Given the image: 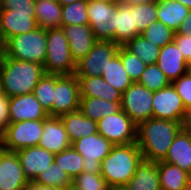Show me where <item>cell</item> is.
Here are the masks:
<instances>
[{"mask_svg":"<svg viewBox=\"0 0 191 190\" xmlns=\"http://www.w3.org/2000/svg\"><path fill=\"white\" fill-rule=\"evenodd\" d=\"M33 95L37 98L38 102L48 113L53 106L54 75L44 74L35 86Z\"/></svg>","mask_w":191,"mask_h":190,"instance_id":"cell-37","label":"cell"},{"mask_svg":"<svg viewBox=\"0 0 191 190\" xmlns=\"http://www.w3.org/2000/svg\"><path fill=\"white\" fill-rule=\"evenodd\" d=\"M75 1H79V0H58L59 4H60L61 6H64V5L73 3V2H75Z\"/></svg>","mask_w":191,"mask_h":190,"instance_id":"cell-52","label":"cell"},{"mask_svg":"<svg viewBox=\"0 0 191 190\" xmlns=\"http://www.w3.org/2000/svg\"><path fill=\"white\" fill-rule=\"evenodd\" d=\"M42 133L43 120L9 122L0 135V147L15 152L25 147L37 146Z\"/></svg>","mask_w":191,"mask_h":190,"instance_id":"cell-6","label":"cell"},{"mask_svg":"<svg viewBox=\"0 0 191 190\" xmlns=\"http://www.w3.org/2000/svg\"><path fill=\"white\" fill-rule=\"evenodd\" d=\"M153 118L182 121L185 107L172 84L153 92Z\"/></svg>","mask_w":191,"mask_h":190,"instance_id":"cell-13","label":"cell"},{"mask_svg":"<svg viewBox=\"0 0 191 190\" xmlns=\"http://www.w3.org/2000/svg\"><path fill=\"white\" fill-rule=\"evenodd\" d=\"M189 8L175 0L157 1V18L168 28L177 32L180 24L189 13Z\"/></svg>","mask_w":191,"mask_h":190,"instance_id":"cell-27","label":"cell"},{"mask_svg":"<svg viewBox=\"0 0 191 190\" xmlns=\"http://www.w3.org/2000/svg\"><path fill=\"white\" fill-rule=\"evenodd\" d=\"M156 64L164 72L170 83L189 72V63L185 60L174 41L160 49Z\"/></svg>","mask_w":191,"mask_h":190,"instance_id":"cell-20","label":"cell"},{"mask_svg":"<svg viewBox=\"0 0 191 190\" xmlns=\"http://www.w3.org/2000/svg\"><path fill=\"white\" fill-rule=\"evenodd\" d=\"M99 2H104V3H119L120 0H95Z\"/></svg>","mask_w":191,"mask_h":190,"instance_id":"cell-54","label":"cell"},{"mask_svg":"<svg viewBox=\"0 0 191 190\" xmlns=\"http://www.w3.org/2000/svg\"><path fill=\"white\" fill-rule=\"evenodd\" d=\"M38 146L54 154L71 147V142L60 117L48 116L43 120V133Z\"/></svg>","mask_w":191,"mask_h":190,"instance_id":"cell-18","label":"cell"},{"mask_svg":"<svg viewBox=\"0 0 191 190\" xmlns=\"http://www.w3.org/2000/svg\"><path fill=\"white\" fill-rule=\"evenodd\" d=\"M181 130V123L172 120L150 118L137 125L136 144L143 159L152 162L163 161L175 136Z\"/></svg>","mask_w":191,"mask_h":190,"instance_id":"cell-1","label":"cell"},{"mask_svg":"<svg viewBox=\"0 0 191 190\" xmlns=\"http://www.w3.org/2000/svg\"><path fill=\"white\" fill-rule=\"evenodd\" d=\"M76 77L79 81L80 97H94L111 102H121L122 93L108 84L101 75Z\"/></svg>","mask_w":191,"mask_h":190,"instance_id":"cell-21","label":"cell"},{"mask_svg":"<svg viewBox=\"0 0 191 190\" xmlns=\"http://www.w3.org/2000/svg\"><path fill=\"white\" fill-rule=\"evenodd\" d=\"M63 190H81V189L77 185H75L73 182H71Z\"/></svg>","mask_w":191,"mask_h":190,"instance_id":"cell-50","label":"cell"},{"mask_svg":"<svg viewBox=\"0 0 191 190\" xmlns=\"http://www.w3.org/2000/svg\"><path fill=\"white\" fill-rule=\"evenodd\" d=\"M88 0H79L62 6L61 25H89Z\"/></svg>","mask_w":191,"mask_h":190,"instance_id":"cell-33","label":"cell"},{"mask_svg":"<svg viewBox=\"0 0 191 190\" xmlns=\"http://www.w3.org/2000/svg\"><path fill=\"white\" fill-rule=\"evenodd\" d=\"M35 183L45 187H55L64 189L72 182L70 176L62 170L55 162L34 180Z\"/></svg>","mask_w":191,"mask_h":190,"instance_id":"cell-34","label":"cell"},{"mask_svg":"<svg viewBox=\"0 0 191 190\" xmlns=\"http://www.w3.org/2000/svg\"><path fill=\"white\" fill-rule=\"evenodd\" d=\"M161 190H188L191 188V174L180 167L164 161L156 162Z\"/></svg>","mask_w":191,"mask_h":190,"instance_id":"cell-24","label":"cell"},{"mask_svg":"<svg viewBox=\"0 0 191 190\" xmlns=\"http://www.w3.org/2000/svg\"><path fill=\"white\" fill-rule=\"evenodd\" d=\"M175 34L191 35V9Z\"/></svg>","mask_w":191,"mask_h":190,"instance_id":"cell-45","label":"cell"},{"mask_svg":"<svg viewBox=\"0 0 191 190\" xmlns=\"http://www.w3.org/2000/svg\"><path fill=\"white\" fill-rule=\"evenodd\" d=\"M117 3L88 0L89 26L96 40L115 42Z\"/></svg>","mask_w":191,"mask_h":190,"instance_id":"cell-12","label":"cell"},{"mask_svg":"<svg viewBox=\"0 0 191 190\" xmlns=\"http://www.w3.org/2000/svg\"><path fill=\"white\" fill-rule=\"evenodd\" d=\"M140 35L152 42L153 45L162 48L174 40L175 32L157 20L147 26Z\"/></svg>","mask_w":191,"mask_h":190,"instance_id":"cell-36","label":"cell"},{"mask_svg":"<svg viewBox=\"0 0 191 190\" xmlns=\"http://www.w3.org/2000/svg\"><path fill=\"white\" fill-rule=\"evenodd\" d=\"M9 122L44 120L49 115L33 93L9 98Z\"/></svg>","mask_w":191,"mask_h":190,"instance_id":"cell-17","label":"cell"},{"mask_svg":"<svg viewBox=\"0 0 191 190\" xmlns=\"http://www.w3.org/2000/svg\"><path fill=\"white\" fill-rule=\"evenodd\" d=\"M166 163L180 167L191 174V132L180 130L175 136L165 159Z\"/></svg>","mask_w":191,"mask_h":190,"instance_id":"cell-22","label":"cell"},{"mask_svg":"<svg viewBox=\"0 0 191 190\" xmlns=\"http://www.w3.org/2000/svg\"><path fill=\"white\" fill-rule=\"evenodd\" d=\"M24 190H54V187H45L34 181H29Z\"/></svg>","mask_w":191,"mask_h":190,"instance_id":"cell-47","label":"cell"},{"mask_svg":"<svg viewBox=\"0 0 191 190\" xmlns=\"http://www.w3.org/2000/svg\"><path fill=\"white\" fill-rule=\"evenodd\" d=\"M9 97L0 91V135L9 124Z\"/></svg>","mask_w":191,"mask_h":190,"instance_id":"cell-44","label":"cell"},{"mask_svg":"<svg viewBox=\"0 0 191 190\" xmlns=\"http://www.w3.org/2000/svg\"><path fill=\"white\" fill-rule=\"evenodd\" d=\"M131 11H134V26L139 33L158 20L157 3L134 5Z\"/></svg>","mask_w":191,"mask_h":190,"instance_id":"cell-38","label":"cell"},{"mask_svg":"<svg viewBox=\"0 0 191 190\" xmlns=\"http://www.w3.org/2000/svg\"><path fill=\"white\" fill-rule=\"evenodd\" d=\"M175 1H178L182 3L184 6H186L187 8L191 9V0H175Z\"/></svg>","mask_w":191,"mask_h":190,"instance_id":"cell-51","label":"cell"},{"mask_svg":"<svg viewBox=\"0 0 191 190\" xmlns=\"http://www.w3.org/2000/svg\"><path fill=\"white\" fill-rule=\"evenodd\" d=\"M103 79L122 94L133 83L124 69L121 58L116 54L101 74Z\"/></svg>","mask_w":191,"mask_h":190,"instance_id":"cell-30","label":"cell"},{"mask_svg":"<svg viewBox=\"0 0 191 190\" xmlns=\"http://www.w3.org/2000/svg\"><path fill=\"white\" fill-rule=\"evenodd\" d=\"M181 97L184 107L191 105V73L181 75L171 83Z\"/></svg>","mask_w":191,"mask_h":190,"instance_id":"cell-41","label":"cell"},{"mask_svg":"<svg viewBox=\"0 0 191 190\" xmlns=\"http://www.w3.org/2000/svg\"><path fill=\"white\" fill-rule=\"evenodd\" d=\"M138 35L140 33L134 26V11H131V6L122 2L117 3L115 43L123 46Z\"/></svg>","mask_w":191,"mask_h":190,"instance_id":"cell-26","label":"cell"},{"mask_svg":"<svg viewBox=\"0 0 191 190\" xmlns=\"http://www.w3.org/2000/svg\"><path fill=\"white\" fill-rule=\"evenodd\" d=\"M181 129L191 132V105L185 107L184 115L181 121Z\"/></svg>","mask_w":191,"mask_h":190,"instance_id":"cell-46","label":"cell"},{"mask_svg":"<svg viewBox=\"0 0 191 190\" xmlns=\"http://www.w3.org/2000/svg\"><path fill=\"white\" fill-rule=\"evenodd\" d=\"M189 72L191 73V63L189 64Z\"/></svg>","mask_w":191,"mask_h":190,"instance_id":"cell-55","label":"cell"},{"mask_svg":"<svg viewBox=\"0 0 191 190\" xmlns=\"http://www.w3.org/2000/svg\"><path fill=\"white\" fill-rule=\"evenodd\" d=\"M44 74V67L38 63L4 56L0 62V91L9 98L33 93Z\"/></svg>","mask_w":191,"mask_h":190,"instance_id":"cell-2","label":"cell"},{"mask_svg":"<svg viewBox=\"0 0 191 190\" xmlns=\"http://www.w3.org/2000/svg\"><path fill=\"white\" fill-rule=\"evenodd\" d=\"M38 27L35 10L0 11V36L3 42L16 35L33 31Z\"/></svg>","mask_w":191,"mask_h":190,"instance_id":"cell-14","label":"cell"},{"mask_svg":"<svg viewBox=\"0 0 191 190\" xmlns=\"http://www.w3.org/2000/svg\"><path fill=\"white\" fill-rule=\"evenodd\" d=\"M46 60L44 63L45 74L72 75L75 73L76 64L68 40L62 28L46 29Z\"/></svg>","mask_w":191,"mask_h":190,"instance_id":"cell-5","label":"cell"},{"mask_svg":"<svg viewBox=\"0 0 191 190\" xmlns=\"http://www.w3.org/2000/svg\"><path fill=\"white\" fill-rule=\"evenodd\" d=\"M15 152L23 168V174L28 181H34L42 171L54 162L55 154L38 145L25 147Z\"/></svg>","mask_w":191,"mask_h":190,"instance_id":"cell-16","label":"cell"},{"mask_svg":"<svg viewBox=\"0 0 191 190\" xmlns=\"http://www.w3.org/2000/svg\"><path fill=\"white\" fill-rule=\"evenodd\" d=\"M158 0H120V2L134 6L139 4H149V3H157Z\"/></svg>","mask_w":191,"mask_h":190,"instance_id":"cell-48","label":"cell"},{"mask_svg":"<svg viewBox=\"0 0 191 190\" xmlns=\"http://www.w3.org/2000/svg\"><path fill=\"white\" fill-rule=\"evenodd\" d=\"M46 29L38 27L33 31L16 35L4 42V56L44 66L46 60Z\"/></svg>","mask_w":191,"mask_h":190,"instance_id":"cell-4","label":"cell"},{"mask_svg":"<svg viewBox=\"0 0 191 190\" xmlns=\"http://www.w3.org/2000/svg\"><path fill=\"white\" fill-rule=\"evenodd\" d=\"M28 182L16 152L0 147V190H24Z\"/></svg>","mask_w":191,"mask_h":190,"instance_id":"cell-15","label":"cell"},{"mask_svg":"<svg viewBox=\"0 0 191 190\" xmlns=\"http://www.w3.org/2000/svg\"><path fill=\"white\" fill-rule=\"evenodd\" d=\"M79 110L87 118L98 122L109 114L121 111L122 107L121 102H111L94 97H81Z\"/></svg>","mask_w":191,"mask_h":190,"instance_id":"cell-28","label":"cell"},{"mask_svg":"<svg viewBox=\"0 0 191 190\" xmlns=\"http://www.w3.org/2000/svg\"><path fill=\"white\" fill-rule=\"evenodd\" d=\"M60 119L71 143L81 137L98 133L97 122L84 116L80 110L65 113Z\"/></svg>","mask_w":191,"mask_h":190,"instance_id":"cell-23","label":"cell"},{"mask_svg":"<svg viewBox=\"0 0 191 190\" xmlns=\"http://www.w3.org/2000/svg\"><path fill=\"white\" fill-rule=\"evenodd\" d=\"M185 60L191 63V35L175 34L174 40Z\"/></svg>","mask_w":191,"mask_h":190,"instance_id":"cell-43","label":"cell"},{"mask_svg":"<svg viewBox=\"0 0 191 190\" xmlns=\"http://www.w3.org/2000/svg\"><path fill=\"white\" fill-rule=\"evenodd\" d=\"M123 47L131 54L139 57L147 65L156 63L161 49L141 35L135 36L125 43Z\"/></svg>","mask_w":191,"mask_h":190,"instance_id":"cell-31","label":"cell"},{"mask_svg":"<svg viewBox=\"0 0 191 190\" xmlns=\"http://www.w3.org/2000/svg\"><path fill=\"white\" fill-rule=\"evenodd\" d=\"M153 92L137 82L132 83L122 94V110L138 125L153 118Z\"/></svg>","mask_w":191,"mask_h":190,"instance_id":"cell-11","label":"cell"},{"mask_svg":"<svg viewBox=\"0 0 191 190\" xmlns=\"http://www.w3.org/2000/svg\"><path fill=\"white\" fill-rule=\"evenodd\" d=\"M80 87L78 78L72 75H54V99L49 116L60 117L79 110Z\"/></svg>","mask_w":191,"mask_h":190,"instance_id":"cell-7","label":"cell"},{"mask_svg":"<svg viewBox=\"0 0 191 190\" xmlns=\"http://www.w3.org/2000/svg\"><path fill=\"white\" fill-rule=\"evenodd\" d=\"M36 0H0L1 10H35Z\"/></svg>","mask_w":191,"mask_h":190,"instance_id":"cell-42","label":"cell"},{"mask_svg":"<svg viewBox=\"0 0 191 190\" xmlns=\"http://www.w3.org/2000/svg\"><path fill=\"white\" fill-rule=\"evenodd\" d=\"M129 190H161L158 165L156 162L142 160L135 175L127 184Z\"/></svg>","mask_w":191,"mask_h":190,"instance_id":"cell-25","label":"cell"},{"mask_svg":"<svg viewBox=\"0 0 191 190\" xmlns=\"http://www.w3.org/2000/svg\"><path fill=\"white\" fill-rule=\"evenodd\" d=\"M137 83L143 85L152 92L161 90L171 84L156 63L146 66Z\"/></svg>","mask_w":191,"mask_h":190,"instance_id":"cell-35","label":"cell"},{"mask_svg":"<svg viewBox=\"0 0 191 190\" xmlns=\"http://www.w3.org/2000/svg\"><path fill=\"white\" fill-rule=\"evenodd\" d=\"M142 160L143 155L136 142L114 145L101 162V176L109 187L127 186Z\"/></svg>","mask_w":191,"mask_h":190,"instance_id":"cell-3","label":"cell"},{"mask_svg":"<svg viewBox=\"0 0 191 190\" xmlns=\"http://www.w3.org/2000/svg\"><path fill=\"white\" fill-rule=\"evenodd\" d=\"M54 190H63V189H60V188H55V187H54Z\"/></svg>","mask_w":191,"mask_h":190,"instance_id":"cell-56","label":"cell"},{"mask_svg":"<svg viewBox=\"0 0 191 190\" xmlns=\"http://www.w3.org/2000/svg\"><path fill=\"white\" fill-rule=\"evenodd\" d=\"M35 19L44 29L61 28L62 6L58 1L36 0Z\"/></svg>","mask_w":191,"mask_h":190,"instance_id":"cell-29","label":"cell"},{"mask_svg":"<svg viewBox=\"0 0 191 190\" xmlns=\"http://www.w3.org/2000/svg\"><path fill=\"white\" fill-rule=\"evenodd\" d=\"M120 45L113 41L97 40L87 55L76 63L75 76H100Z\"/></svg>","mask_w":191,"mask_h":190,"instance_id":"cell-10","label":"cell"},{"mask_svg":"<svg viewBox=\"0 0 191 190\" xmlns=\"http://www.w3.org/2000/svg\"><path fill=\"white\" fill-rule=\"evenodd\" d=\"M98 133L113 145H126L136 142L137 125L123 111L109 114L97 122Z\"/></svg>","mask_w":191,"mask_h":190,"instance_id":"cell-9","label":"cell"},{"mask_svg":"<svg viewBox=\"0 0 191 190\" xmlns=\"http://www.w3.org/2000/svg\"><path fill=\"white\" fill-rule=\"evenodd\" d=\"M117 54L132 82H138L147 64L136 55L128 52L123 46H120Z\"/></svg>","mask_w":191,"mask_h":190,"instance_id":"cell-39","label":"cell"},{"mask_svg":"<svg viewBox=\"0 0 191 190\" xmlns=\"http://www.w3.org/2000/svg\"><path fill=\"white\" fill-rule=\"evenodd\" d=\"M71 146L84 158L82 172L101 174V162L114 145L96 133L77 139L71 143Z\"/></svg>","mask_w":191,"mask_h":190,"instance_id":"cell-8","label":"cell"},{"mask_svg":"<svg viewBox=\"0 0 191 190\" xmlns=\"http://www.w3.org/2000/svg\"><path fill=\"white\" fill-rule=\"evenodd\" d=\"M54 162L73 180L82 172L84 158L71 146L55 154Z\"/></svg>","mask_w":191,"mask_h":190,"instance_id":"cell-32","label":"cell"},{"mask_svg":"<svg viewBox=\"0 0 191 190\" xmlns=\"http://www.w3.org/2000/svg\"><path fill=\"white\" fill-rule=\"evenodd\" d=\"M68 40L72 60L79 62L92 49L97 41L89 25H61Z\"/></svg>","mask_w":191,"mask_h":190,"instance_id":"cell-19","label":"cell"},{"mask_svg":"<svg viewBox=\"0 0 191 190\" xmlns=\"http://www.w3.org/2000/svg\"><path fill=\"white\" fill-rule=\"evenodd\" d=\"M72 182L81 190H109V185L101 174L81 172Z\"/></svg>","mask_w":191,"mask_h":190,"instance_id":"cell-40","label":"cell"},{"mask_svg":"<svg viewBox=\"0 0 191 190\" xmlns=\"http://www.w3.org/2000/svg\"><path fill=\"white\" fill-rule=\"evenodd\" d=\"M109 190H129L127 186L109 187Z\"/></svg>","mask_w":191,"mask_h":190,"instance_id":"cell-53","label":"cell"},{"mask_svg":"<svg viewBox=\"0 0 191 190\" xmlns=\"http://www.w3.org/2000/svg\"><path fill=\"white\" fill-rule=\"evenodd\" d=\"M4 57V42L0 36V62L3 60Z\"/></svg>","mask_w":191,"mask_h":190,"instance_id":"cell-49","label":"cell"}]
</instances>
